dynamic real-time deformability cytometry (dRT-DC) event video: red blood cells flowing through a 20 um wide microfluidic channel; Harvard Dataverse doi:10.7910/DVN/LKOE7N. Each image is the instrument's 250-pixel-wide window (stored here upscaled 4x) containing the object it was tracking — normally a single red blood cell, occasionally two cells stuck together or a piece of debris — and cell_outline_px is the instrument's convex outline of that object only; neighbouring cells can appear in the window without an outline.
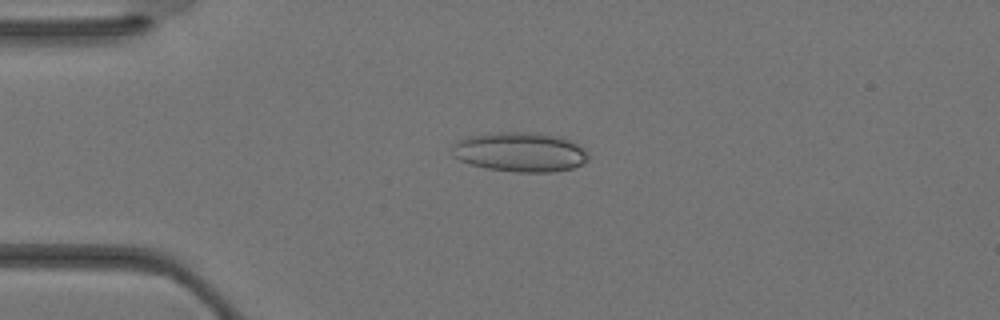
{"species": "Egyptian fruit bat (a non-hibernating species)", "species_latin": "Rousettus aegyptiacus", "temperature_condition": "warm", "stored_images_in_passage": 36, "camera_frame_rate_fps": 3000, "um_per_image_px": 0.085, "animal": {"sex": "female"}, "frame": {"image": 1, "passage_image": 9, "time_ms": 2.667, "image_size_px": [1000, 320], "cell_outline_px": [[588, 160], [572, 168], [552, 172], [516, 172], [488, 168], [468, 164], [452, 156], [452, 148], [456, 140], [468, 136], [496, 132], [536, 132], [560, 136], [576, 144], [588, 156]], "centroid_in_image_um": [44.14, 12.91], "position_along_channel_um": 40.9, "area_um2": 31.33}}
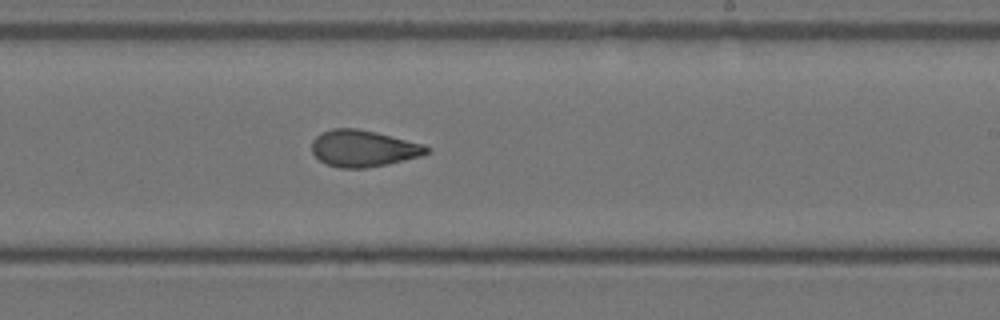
{"frame": {"image": 2, "passage_image": 22, "time_ms": 7.0, "image_size_px": [1000, 320], "cell_outline_px": [[432, 148], [428, 152], [420, 156], [388, 164], [364, 168], [340, 168], [328, 164], [320, 160], [312, 152], [312, 140], [320, 132], [332, 128], [356, 128], [376, 132], [424, 144]], "centroid_in_image_um": [30.88, 12.6], "position_along_channel_um": 258.1, "area_um2": 24.51}}
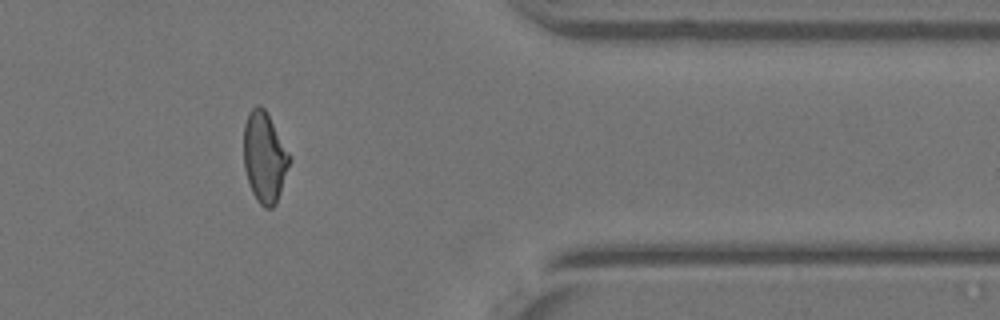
{"frame": {"image": 3, "passage_image": 30, "time_ms": 9.667, "image_size_px": [1000, 320], "cell_outline_px": [[292, 160], [276, 204], [272, 208], [264, 208], [256, 200], [252, 192], [244, 168], [244, 124], [248, 112], [256, 104], [260, 104], [264, 108], [292, 156]], "centroid_in_image_um": [22.5, 13.36], "position_along_channel_um": 388.9, "area_um2": 24.45}}